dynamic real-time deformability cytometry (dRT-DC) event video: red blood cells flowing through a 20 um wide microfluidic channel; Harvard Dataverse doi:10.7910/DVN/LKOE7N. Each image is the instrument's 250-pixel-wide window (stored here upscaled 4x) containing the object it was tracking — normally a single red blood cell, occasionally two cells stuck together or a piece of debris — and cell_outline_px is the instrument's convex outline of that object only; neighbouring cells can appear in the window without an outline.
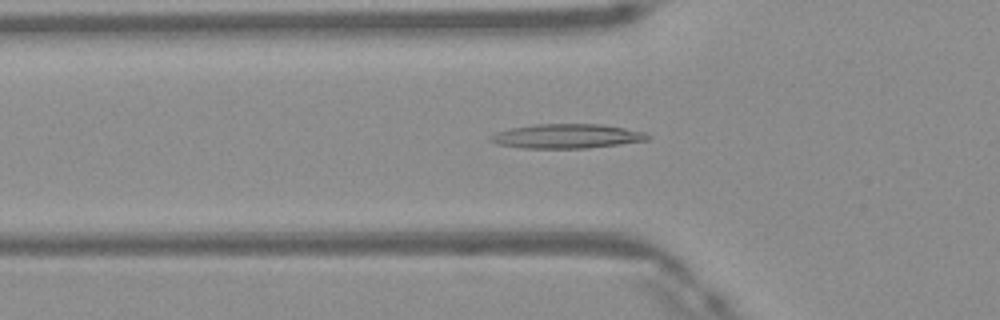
{"species": "Egyptian fruit bat (a non-hibernating species)", "species_latin": "Rousettus aegyptiacus", "temperature_condition": "warm", "stored_images_in_passage": 49, "camera_frame_rate_fps": 3000, "um_per_image_px": 0.085, "frame": {"image": 1, "passage_image": 17, "time_ms": 5.333, "image_size_px": [1000, 320], "cell_outline_px": [[652, 136], [648, 140], [620, 144], [588, 148], [520, 148], [496, 144], [488, 140], [488, 136], [492, 132], [532, 124], [600, 124], [624, 128], [644, 132]], "centroid_in_image_um": [48.11, 11.57], "position_along_channel_um": 77.7, "area_um2": 22.54}}
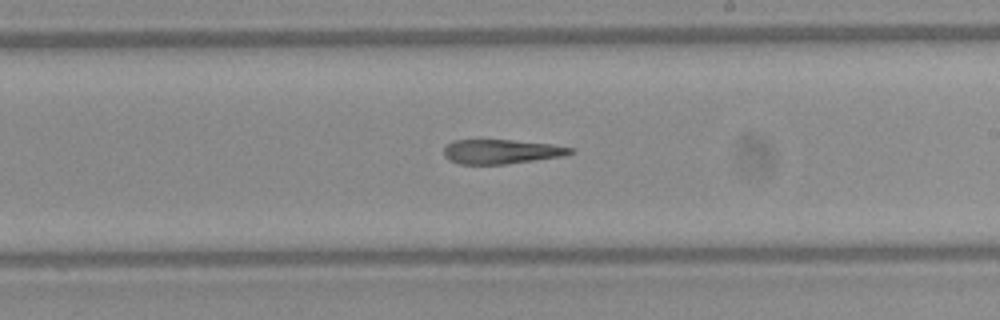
{"frame": {"image": 2, "passage_image": 29, "time_ms": 9.333, "image_size_px": [1000, 320], "cell_outline_px": [[576, 152], [560, 156], [504, 164], [460, 164], [448, 160], [444, 156], [444, 148], [452, 140], [512, 140], [552, 144], [572, 148]], "centroid_in_image_um": [42.57, 12.88], "position_along_channel_um": 246.4, "area_um2": 17.8}}
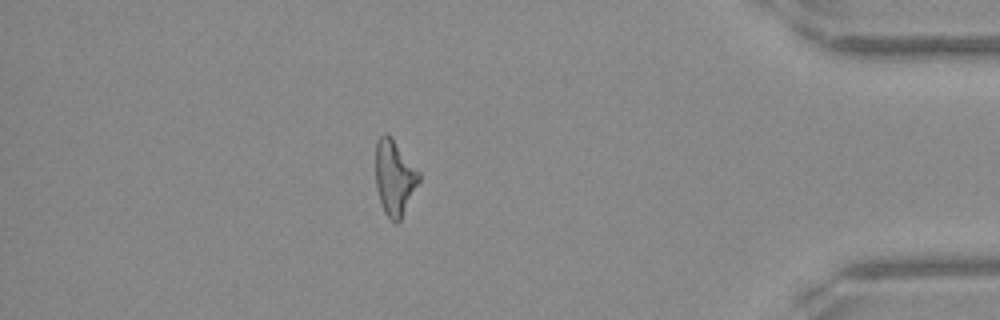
{"frame": {"image": 3, "passage_image": 43, "time_ms": 14.0, "image_size_px": [1000, 320], "cell_outline_px": [[420, 180], [400, 220], [396, 224], [384, 212], [380, 204], [376, 188], [376, 140], [384, 132], [388, 132], [420, 172]], "centroid_in_image_um": [33.52, 15.06], "position_along_channel_um": 401.7, "area_um2": 19.07}}